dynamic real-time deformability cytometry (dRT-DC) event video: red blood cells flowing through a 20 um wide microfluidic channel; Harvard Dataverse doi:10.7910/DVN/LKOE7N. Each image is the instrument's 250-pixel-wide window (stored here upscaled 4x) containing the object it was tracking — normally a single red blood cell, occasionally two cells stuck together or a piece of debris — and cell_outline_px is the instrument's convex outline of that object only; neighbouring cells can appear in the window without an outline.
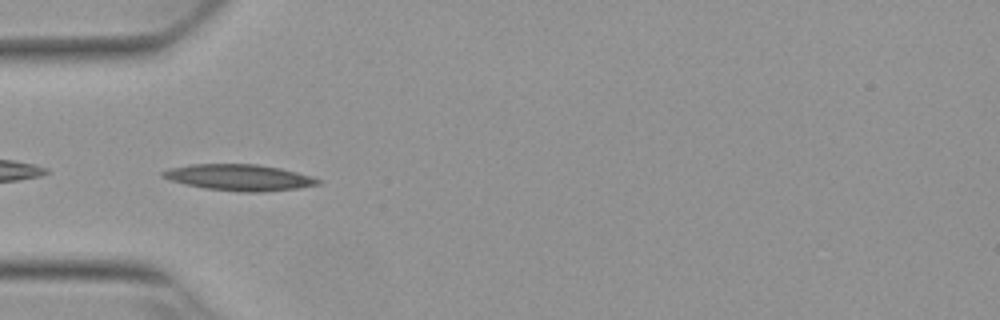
{"species": "Egyptian fruit bat (a non-hibernating species)", "species_latin": "Rousettus aegyptiacus", "temperature_condition": "warm", "stored_images_in_passage": 37, "camera_frame_rate_fps": 3000, "um_per_image_px": 0.085, "animal": {"sex": "female"}, "frame": {"image": 1, "passage_image": 1, "time_ms": 0.0, "image_size_px": [1000, 320], "cell_outline_px": [[320, 184], [300, 188], [260, 192], [244, 192], [204, 188], [184, 184], [160, 176], [160, 172], [168, 168], [188, 164], [256, 164], [280, 168], [312, 176], [320, 180]], "centroid_in_image_um": [20.31, 15.08], "position_along_channel_um": 64.7, "area_um2": 23.76}}
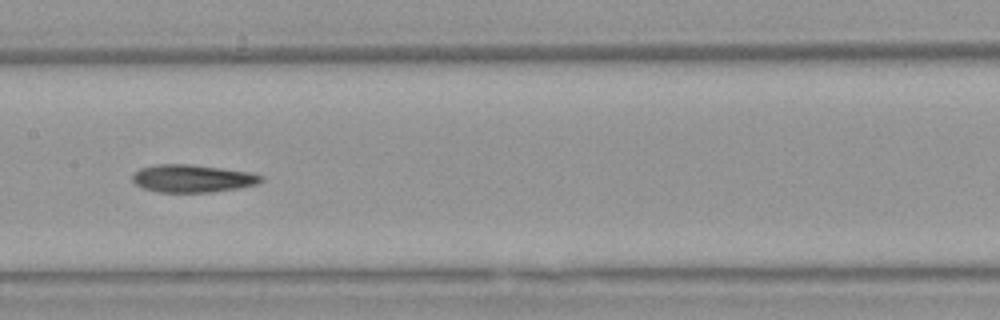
{"frame": {"image": 2, "passage_image": 11, "time_ms": 3.333, "image_size_px": [1000, 320], "cell_outline_px": [[264, 180], [256, 184], [236, 188], [212, 192], [160, 192], [144, 188], [136, 184], [132, 180], [132, 172], [140, 168], [156, 164], [192, 164], [248, 172], [264, 176]], "centroid_in_image_um": [16.32, 15.16], "position_along_channel_um": 191.1, "area_um2": 20.69}}